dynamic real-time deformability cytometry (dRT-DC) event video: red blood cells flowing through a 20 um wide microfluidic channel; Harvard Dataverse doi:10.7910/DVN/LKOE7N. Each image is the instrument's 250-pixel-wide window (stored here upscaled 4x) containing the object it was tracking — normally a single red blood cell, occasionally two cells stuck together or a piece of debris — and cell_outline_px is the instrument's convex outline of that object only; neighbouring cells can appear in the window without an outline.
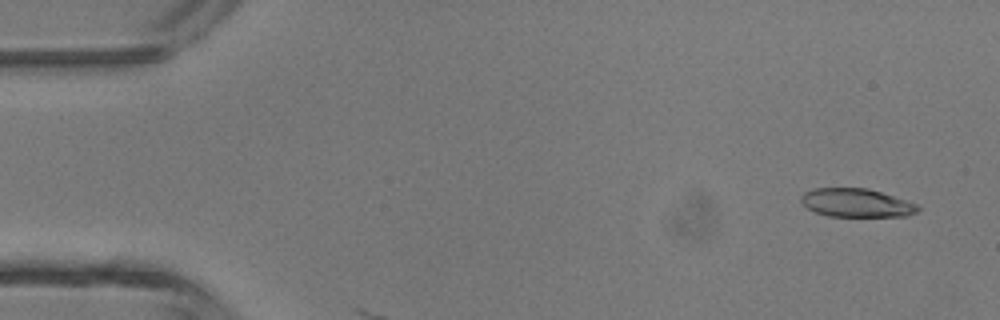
{"species": "common noctule bat (a hibernating species)", "species_latin": "Nyctalus noctula", "temperature_condition": "room temperature", "stored_images_in_passage": 5, "camera_frame_rate_fps": 3000, "um_per_image_px": 0.085, "animal": {"sex": "male", "body_mass_g": 13.3}, "frame": {"image": 1, "passage_image": 3, "time_ms": 0.667, "image_size_px": [1000, 320], "cell_outline_px": [[920, 208], [916, 212], [908, 216], [828, 216], [816, 212], [808, 208], [800, 200], [800, 196], [804, 192], [812, 188], [868, 188], [916, 204]], "centroid_in_image_um": [72.75, 17.24], "position_along_channel_um": 12.2, "area_um2": 19.19}}